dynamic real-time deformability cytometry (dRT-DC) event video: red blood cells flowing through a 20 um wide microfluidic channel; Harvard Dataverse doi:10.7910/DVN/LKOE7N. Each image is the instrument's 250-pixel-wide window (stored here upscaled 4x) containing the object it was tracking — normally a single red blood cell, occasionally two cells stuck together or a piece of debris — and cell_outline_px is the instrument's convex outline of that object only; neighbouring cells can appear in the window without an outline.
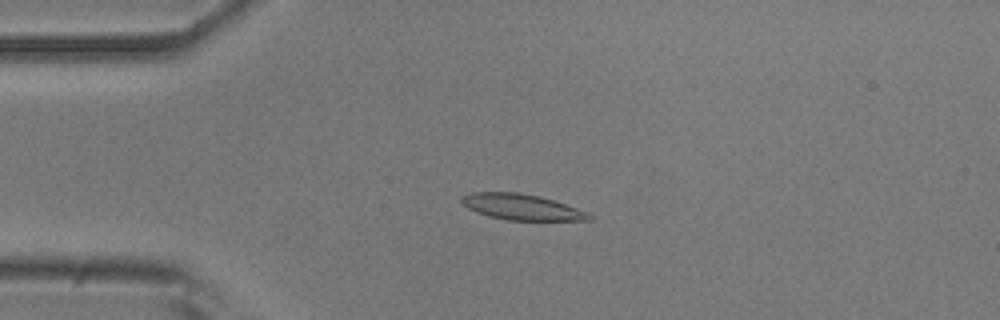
{"species": "common noctule bat (a hibernating species)", "species_latin": "Nyctalus noctula", "temperature_condition": "room temperature", "stored_images_in_passage": 54, "camera_frame_rate_fps": 3000, "um_per_image_px": 0.085, "animal": {"sex": "male", "body_mass_g": 20.5, "forearm_length_mm": 52.5}, "frame": {"image": 1, "passage_image": 13, "time_ms": 4.0, "image_size_px": [1000, 320], "cell_outline_px": [[592, 220], [508, 220], [488, 216], [476, 212], [468, 208], [460, 200], [464, 196], [472, 192], [520, 192], [540, 196], [588, 212], [592, 216]], "centroid_in_image_um": [44.34, 17.59], "position_along_channel_um": 40.7, "area_um2": 19.02}}
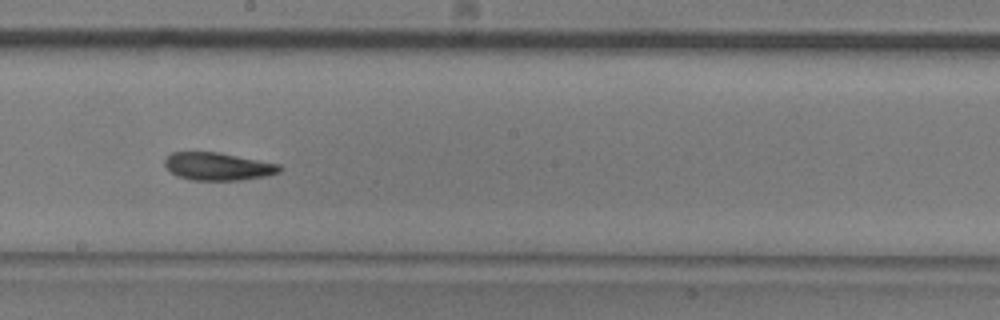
{"frame": {"image": 2, "passage_image": 30, "time_ms": 9.667, "image_size_px": [1000, 320], "cell_outline_px": [[280, 172], [268, 176], [240, 180], [192, 180], [176, 176], [164, 164], [164, 160], [172, 152], [220, 152], [280, 164]], "centroid_in_image_um": [18.54, 14.14], "position_along_channel_um": 229.7, "area_um2": 18.61}}
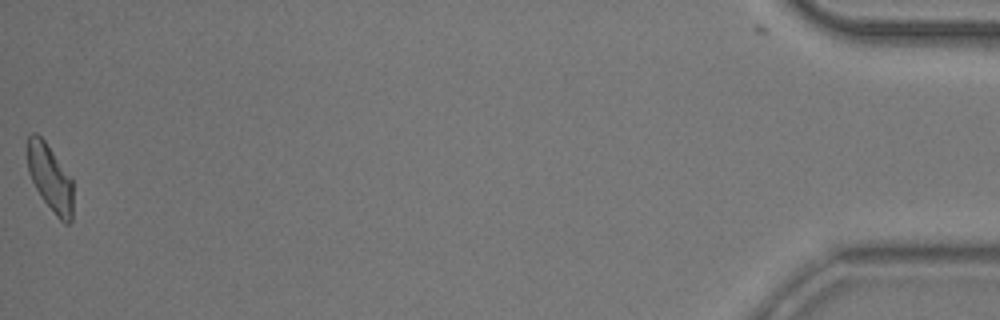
{"frame": {"image": 3, "passage_image": 54, "time_ms": 17.667, "image_size_px": [1000, 320], "cell_outline_px": [[72, 220], [68, 224], [64, 224], [56, 216], [44, 200], [36, 188], [28, 172], [28, 136], [32, 132], [36, 132], [44, 140], [72, 176]], "centroid_in_image_um": [4.28, 15.12], "position_along_channel_um": 430.9, "area_um2": 17.74}, "authors_computed_cell_mechanics": {"area_um2": 18.785, "velocity_mm_per_s": 3.7562, "shape_relaxation_time_tau1_ms": 4.4688, "shape_relaxation_time_tau2_ms": 4.4109, "deformation_change_tau1": 0.1385, "deformation_change_tau2": 0.1179}}